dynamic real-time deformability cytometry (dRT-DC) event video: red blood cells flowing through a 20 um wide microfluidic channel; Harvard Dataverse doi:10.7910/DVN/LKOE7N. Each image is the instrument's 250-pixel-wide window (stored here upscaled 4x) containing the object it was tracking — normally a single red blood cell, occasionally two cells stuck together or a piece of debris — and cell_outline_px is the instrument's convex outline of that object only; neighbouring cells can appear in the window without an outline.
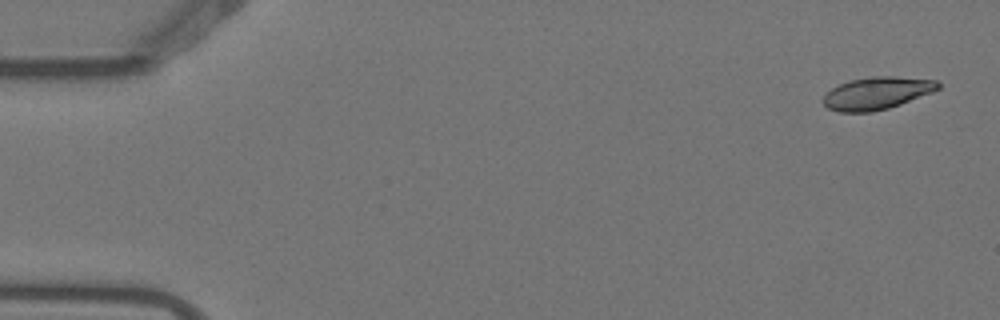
{"species": "Egyptian fruit bat (a non-hibernating species)", "species_latin": "Rousettus aegyptiacus", "temperature_condition": "warm", "stored_images_in_passage": 5, "camera_frame_rate_fps": 3000, "um_per_image_px": 0.085, "animal": {"sex": "female"}, "frame": {"image": 1, "passage_image": 1, "time_ms": 0.0, "image_size_px": [1000, 320], "cell_outline_px": [[940, 88], [932, 92], [900, 104], [888, 108], [872, 112], [840, 112], [828, 108], [820, 100], [832, 88], [848, 80], [872, 76], [892, 76], [936, 80], [940, 84]], "centroid_in_image_um": [74.51, 7.92], "position_along_channel_um": 10.5, "area_um2": 21.68}}
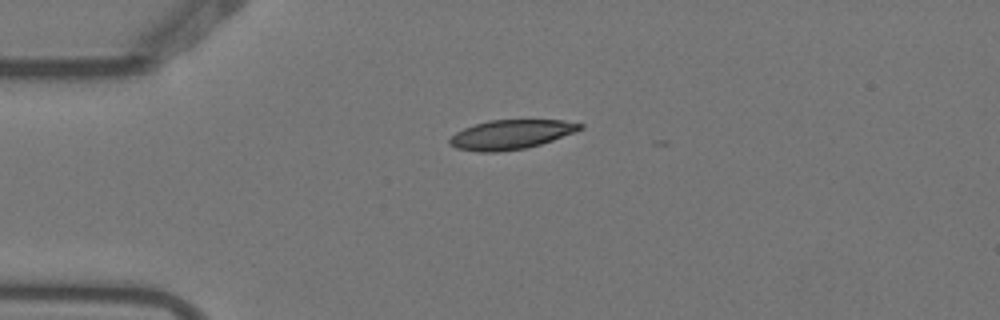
{"frame": {"image": 2, "passage_image": 4, "time_ms": 1.0, "image_size_px": [1000, 320], "cell_outline_px": [[584, 128], [576, 132], [540, 144], [524, 148], [496, 152], [480, 152], [456, 148], [448, 144], [448, 140], [456, 132], [464, 128], [488, 120], [564, 120], [584, 124]], "centroid_in_image_um": [43.44, 11.43], "position_along_channel_um": 41.6, "area_um2": 22.25}}